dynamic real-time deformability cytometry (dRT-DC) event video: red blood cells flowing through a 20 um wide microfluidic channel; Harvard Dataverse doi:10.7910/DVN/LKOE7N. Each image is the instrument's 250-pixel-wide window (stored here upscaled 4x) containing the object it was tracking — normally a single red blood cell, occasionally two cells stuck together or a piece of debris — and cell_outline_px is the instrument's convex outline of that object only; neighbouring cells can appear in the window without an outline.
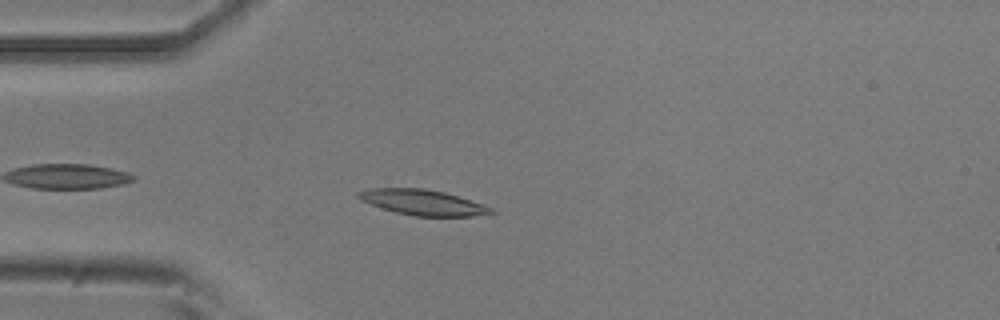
{"species": "common noctule bat (a hibernating species)", "species_latin": "Nyctalus noctula", "temperature_condition": "room temperature", "stored_images_in_passage": 43, "camera_frame_rate_fps": 3000, "um_per_image_px": 0.085, "animal": {"sex": "male", "body_mass_g": 20.5, "forearm_length_mm": 52.5}, "frame": {"image": 1, "passage_image": 4, "time_ms": 1.0, "image_size_px": [1000, 320], "cell_outline_px": [[500, 212], [492, 216], [412, 216], [396, 212], [360, 200], [356, 196], [356, 192], [368, 188], [424, 188], [444, 192], [492, 208]], "centroid_in_image_um": [35.98, 17.21], "position_along_channel_um": 49.0, "area_um2": 19.77}}
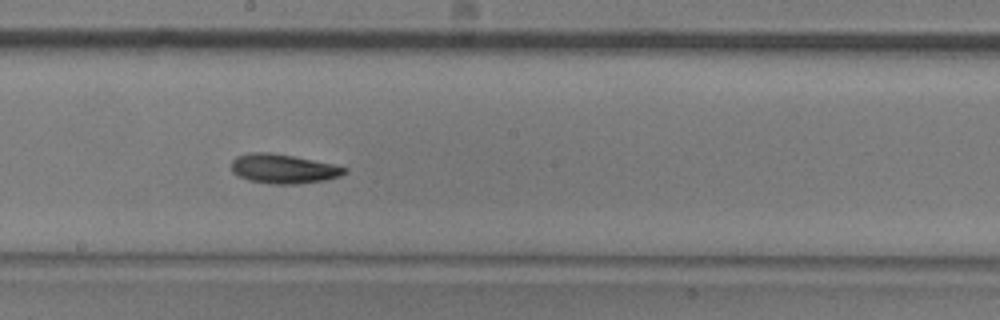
{"frame": {"image": 2, "passage_image": 19, "time_ms": 6.0, "image_size_px": [1000, 320], "cell_outline_px": [[348, 172], [340, 176], [324, 180], [296, 184], [272, 184], [248, 180], [236, 176], [232, 172], [232, 160], [236, 156], [248, 152], [268, 152], [292, 156], [332, 164], [348, 168]], "centroid_in_image_um": [24.05, 14.35], "position_along_channel_um": 224.2, "area_um2": 19.36}}
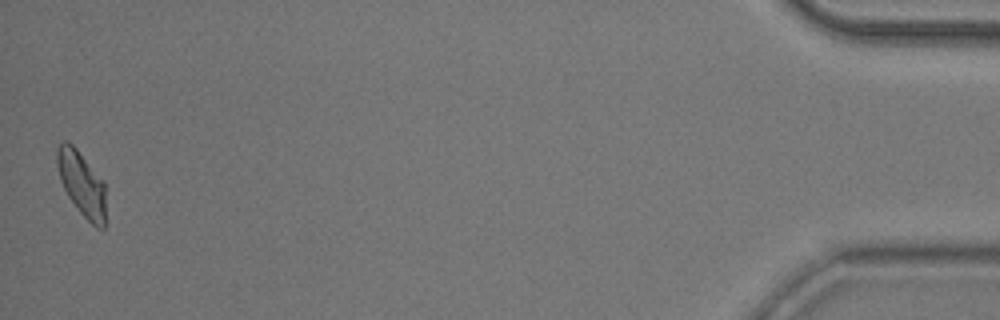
{"frame": {"image": 3, "passage_image": 43, "time_ms": 14.0, "image_size_px": [1000, 320], "cell_outline_px": [[104, 228], [96, 228], [80, 212], [68, 196], [60, 180], [56, 164], [56, 148], [64, 140], [68, 140], [76, 148], [104, 180]], "centroid_in_image_um": [6.92, 15.57], "position_along_channel_um": 428.3, "area_um2": 18.26}, "authors_computed_cell_mechanics": {"area_um2": 18.8428, "velocity_mm_per_s": 3.7281, "shape_relaxation_time_tau1_ms": 3.8312, "shape_relaxation_time_tau2_ms": null, "deformation_change_tau1": 0.1451, "deformation_change_tau2": null}}